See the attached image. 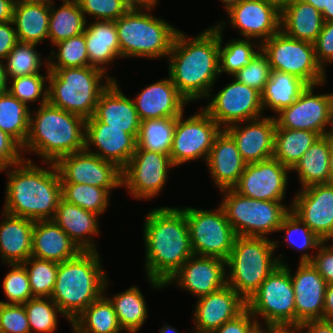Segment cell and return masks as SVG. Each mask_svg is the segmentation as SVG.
Instances as JSON below:
<instances>
[{
    "instance_id": "obj_1",
    "label": "cell",
    "mask_w": 333,
    "mask_h": 333,
    "mask_svg": "<svg viewBox=\"0 0 333 333\" xmlns=\"http://www.w3.org/2000/svg\"><path fill=\"white\" fill-rule=\"evenodd\" d=\"M146 275L153 288H163L183 263L194 255L183 208L161 207L144 222Z\"/></svg>"
},
{
    "instance_id": "obj_2",
    "label": "cell",
    "mask_w": 333,
    "mask_h": 333,
    "mask_svg": "<svg viewBox=\"0 0 333 333\" xmlns=\"http://www.w3.org/2000/svg\"><path fill=\"white\" fill-rule=\"evenodd\" d=\"M168 57V74L178 92L188 102L207 98L220 74L219 28L205 29L193 38L179 30Z\"/></svg>"
},
{
    "instance_id": "obj_3",
    "label": "cell",
    "mask_w": 333,
    "mask_h": 333,
    "mask_svg": "<svg viewBox=\"0 0 333 333\" xmlns=\"http://www.w3.org/2000/svg\"><path fill=\"white\" fill-rule=\"evenodd\" d=\"M47 164L50 170L23 159L14 169H6L4 212L34 221L54 218L62 198L61 177L55 163Z\"/></svg>"
},
{
    "instance_id": "obj_4",
    "label": "cell",
    "mask_w": 333,
    "mask_h": 333,
    "mask_svg": "<svg viewBox=\"0 0 333 333\" xmlns=\"http://www.w3.org/2000/svg\"><path fill=\"white\" fill-rule=\"evenodd\" d=\"M30 113L29 134L22 147L36 153L45 164L84 150L86 120L49 103ZM35 115L34 117H32Z\"/></svg>"
},
{
    "instance_id": "obj_5",
    "label": "cell",
    "mask_w": 333,
    "mask_h": 333,
    "mask_svg": "<svg viewBox=\"0 0 333 333\" xmlns=\"http://www.w3.org/2000/svg\"><path fill=\"white\" fill-rule=\"evenodd\" d=\"M98 251H81L75 258L58 263L51 299L70 323L107 287Z\"/></svg>"
},
{
    "instance_id": "obj_6",
    "label": "cell",
    "mask_w": 333,
    "mask_h": 333,
    "mask_svg": "<svg viewBox=\"0 0 333 333\" xmlns=\"http://www.w3.org/2000/svg\"><path fill=\"white\" fill-rule=\"evenodd\" d=\"M46 69L48 103L85 120L94 115L101 92L116 80L92 66Z\"/></svg>"
},
{
    "instance_id": "obj_7",
    "label": "cell",
    "mask_w": 333,
    "mask_h": 333,
    "mask_svg": "<svg viewBox=\"0 0 333 333\" xmlns=\"http://www.w3.org/2000/svg\"><path fill=\"white\" fill-rule=\"evenodd\" d=\"M153 8L132 6L115 21L121 58L168 57L179 30L165 20L150 15L148 10L152 11Z\"/></svg>"
},
{
    "instance_id": "obj_8",
    "label": "cell",
    "mask_w": 333,
    "mask_h": 333,
    "mask_svg": "<svg viewBox=\"0 0 333 333\" xmlns=\"http://www.w3.org/2000/svg\"><path fill=\"white\" fill-rule=\"evenodd\" d=\"M278 243L267 237L236 236L226 259V267L229 268L226 282L246 302L277 266L284 265L282 258H273Z\"/></svg>"
},
{
    "instance_id": "obj_9",
    "label": "cell",
    "mask_w": 333,
    "mask_h": 333,
    "mask_svg": "<svg viewBox=\"0 0 333 333\" xmlns=\"http://www.w3.org/2000/svg\"><path fill=\"white\" fill-rule=\"evenodd\" d=\"M221 206L237 236L263 237L278 231L291 207L282 201H265L240 195L232 188L220 190Z\"/></svg>"
},
{
    "instance_id": "obj_10",
    "label": "cell",
    "mask_w": 333,
    "mask_h": 333,
    "mask_svg": "<svg viewBox=\"0 0 333 333\" xmlns=\"http://www.w3.org/2000/svg\"><path fill=\"white\" fill-rule=\"evenodd\" d=\"M272 70L294 75L307 85H322L326 71L317 62L314 43L297 40L279 30L261 43Z\"/></svg>"
},
{
    "instance_id": "obj_11",
    "label": "cell",
    "mask_w": 333,
    "mask_h": 333,
    "mask_svg": "<svg viewBox=\"0 0 333 333\" xmlns=\"http://www.w3.org/2000/svg\"><path fill=\"white\" fill-rule=\"evenodd\" d=\"M246 308L267 324H295V293L288 264L277 266L246 302Z\"/></svg>"
},
{
    "instance_id": "obj_12",
    "label": "cell",
    "mask_w": 333,
    "mask_h": 333,
    "mask_svg": "<svg viewBox=\"0 0 333 333\" xmlns=\"http://www.w3.org/2000/svg\"><path fill=\"white\" fill-rule=\"evenodd\" d=\"M194 255L226 260L233 248L236 233L221 205L215 210L185 207Z\"/></svg>"
},
{
    "instance_id": "obj_13",
    "label": "cell",
    "mask_w": 333,
    "mask_h": 333,
    "mask_svg": "<svg viewBox=\"0 0 333 333\" xmlns=\"http://www.w3.org/2000/svg\"><path fill=\"white\" fill-rule=\"evenodd\" d=\"M177 117L170 159L174 166L199 158L207 160L216 136L222 128L203 109L189 118Z\"/></svg>"
},
{
    "instance_id": "obj_14",
    "label": "cell",
    "mask_w": 333,
    "mask_h": 333,
    "mask_svg": "<svg viewBox=\"0 0 333 333\" xmlns=\"http://www.w3.org/2000/svg\"><path fill=\"white\" fill-rule=\"evenodd\" d=\"M316 86L308 85L292 105L277 114L276 128L309 130L320 136L333 133V93L314 95ZM329 125L331 130L326 129Z\"/></svg>"
},
{
    "instance_id": "obj_15",
    "label": "cell",
    "mask_w": 333,
    "mask_h": 333,
    "mask_svg": "<svg viewBox=\"0 0 333 333\" xmlns=\"http://www.w3.org/2000/svg\"><path fill=\"white\" fill-rule=\"evenodd\" d=\"M171 167L170 155L136 149L121 170L122 186L134 198L152 199L163 189Z\"/></svg>"
},
{
    "instance_id": "obj_16",
    "label": "cell",
    "mask_w": 333,
    "mask_h": 333,
    "mask_svg": "<svg viewBox=\"0 0 333 333\" xmlns=\"http://www.w3.org/2000/svg\"><path fill=\"white\" fill-rule=\"evenodd\" d=\"M207 99L210 102L204 110L222 129L237 123L246 124L262 115L261 94L236 79Z\"/></svg>"
},
{
    "instance_id": "obj_17",
    "label": "cell",
    "mask_w": 333,
    "mask_h": 333,
    "mask_svg": "<svg viewBox=\"0 0 333 333\" xmlns=\"http://www.w3.org/2000/svg\"><path fill=\"white\" fill-rule=\"evenodd\" d=\"M61 183H79L104 189L122 186L121 169L85 150L61 157L55 163Z\"/></svg>"
},
{
    "instance_id": "obj_18",
    "label": "cell",
    "mask_w": 333,
    "mask_h": 333,
    "mask_svg": "<svg viewBox=\"0 0 333 333\" xmlns=\"http://www.w3.org/2000/svg\"><path fill=\"white\" fill-rule=\"evenodd\" d=\"M290 169L278 160L247 164L233 190L257 200L283 201Z\"/></svg>"
},
{
    "instance_id": "obj_19",
    "label": "cell",
    "mask_w": 333,
    "mask_h": 333,
    "mask_svg": "<svg viewBox=\"0 0 333 333\" xmlns=\"http://www.w3.org/2000/svg\"><path fill=\"white\" fill-rule=\"evenodd\" d=\"M290 205L323 242L333 239V184L313 185L298 191Z\"/></svg>"
},
{
    "instance_id": "obj_20",
    "label": "cell",
    "mask_w": 333,
    "mask_h": 333,
    "mask_svg": "<svg viewBox=\"0 0 333 333\" xmlns=\"http://www.w3.org/2000/svg\"><path fill=\"white\" fill-rule=\"evenodd\" d=\"M95 146L92 152L89 147ZM137 139L122 131V128L109 127L94 116L85 123L84 150L99 156L102 160L114 163L123 169L136 151Z\"/></svg>"
},
{
    "instance_id": "obj_21",
    "label": "cell",
    "mask_w": 333,
    "mask_h": 333,
    "mask_svg": "<svg viewBox=\"0 0 333 333\" xmlns=\"http://www.w3.org/2000/svg\"><path fill=\"white\" fill-rule=\"evenodd\" d=\"M225 269L226 260L222 258L193 255L167 280L165 286L176 282L180 288L200 298L227 285Z\"/></svg>"
},
{
    "instance_id": "obj_22",
    "label": "cell",
    "mask_w": 333,
    "mask_h": 333,
    "mask_svg": "<svg viewBox=\"0 0 333 333\" xmlns=\"http://www.w3.org/2000/svg\"><path fill=\"white\" fill-rule=\"evenodd\" d=\"M246 309V301L229 285L197 300L195 333H211Z\"/></svg>"
},
{
    "instance_id": "obj_23",
    "label": "cell",
    "mask_w": 333,
    "mask_h": 333,
    "mask_svg": "<svg viewBox=\"0 0 333 333\" xmlns=\"http://www.w3.org/2000/svg\"><path fill=\"white\" fill-rule=\"evenodd\" d=\"M291 274L295 293V324L323 319L326 281L311 262H299Z\"/></svg>"
},
{
    "instance_id": "obj_24",
    "label": "cell",
    "mask_w": 333,
    "mask_h": 333,
    "mask_svg": "<svg viewBox=\"0 0 333 333\" xmlns=\"http://www.w3.org/2000/svg\"><path fill=\"white\" fill-rule=\"evenodd\" d=\"M230 24L247 39H261L260 44L280 30V15L264 0H243L227 10Z\"/></svg>"
},
{
    "instance_id": "obj_25",
    "label": "cell",
    "mask_w": 333,
    "mask_h": 333,
    "mask_svg": "<svg viewBox=\"0 0 333 333\" xmlns=\"http://www.w3.org/2000/svg\"><path fill=\"white\" fill-rule=\"evenodd\" d=\"M248 122L244 127L237 123L224 129L234 139L244 161L250 164L273 158L275 117H260Z\"/></svg>"
},
{
    "instance_id": "obj_26",
    "label": "cell",
    "mask_w": 333,
    "mask_h": 333,
    "mask_svg": "<svg viewBox=\"0 0 333 333\" xmlns=\"http://www.w3.org/2000/svg\"><path fill=\"white\" fill-rule=\"evenodd\" d=\"M134 104L141 121L156 118H177L189 103L177 90L170 77L145 87Z\"/></svg>"
},
{
    "instance_id": "obj_27",
    "label": "cell",
    "mask_w": 333,
    "mask_h": 333,
    "mask_svg": "<svg viewBox=\"0 0 333 333\" xmlns=\"http://www.w3.org/2000/svg\"><path fill=\"white\" fill-rule=\"evenodd\" d=\"M93 116L109 127L122 128L136 139L138 137L141 120L134 101L123 94L117 80H112L101 92Z\"/></svg>"
},
{
    "instance_id": "obj_28",
    "label": "cell",
    "mask_w": 333,
    "mask_h": 333,
    "mask_svg": "<svg viewBox=\"0 0 333 333\" xmlns=\"http://www.w3.org/2000/svg\"><path fill=\"white\" fill-rule=\"evenodd\" d=\"M205 164L219 191L233 188L247 165L234 139L224 129L216 136Z\"/></svg>"
},
{
    "instance_id": "obj_29",
    "label": "cell",
    "mask_w": 333,
    "mask_h": 333,
    "mask_svg": "<svg viewBox=\"0 0 333 333\" xmlns=\"http://www.w3.org/2000/svg\"><path fill=\"white\" fill-rule=\"evenodd\" d=\"M81 250L53 220L34 221L31 256L62 263L75 258Z\"/></svg>"
},
{
    "instance_id": "obj_30",
    "label": "cell",
    "mask_w": 333,
    "mask_h": 333,
    "mask_svg": "<svg viewBox=\"0 0 333 333\" xmlns=\"http://www.w3.org/2000/svg\"><path fill=\"white\" fill-rule=\"evenodd\" d=\"M97 218L96 213L61 198L52 220L68 234L81 251H97L96 244L90 238L99 235Z\"/></svg>"
},
{
    "instance_id": "obj_31",
    "label": "cell",
    "mask_w": 333,
    "mask_h": 333,
    "mask_svg": "<svg viewBox=\"0 0 333 333\" xmlns=\"http://www.w3.org/2000/svg\"><path fill=\"white\" fill-rule=\"evenodd\" d=\"M0 223V253L6 264L24 263L31 257L34 220L3 211Z\"/></svg>"
},
{
    "instance_id": "obj_32",
    "label": "cell",
    "mask_w": 333,
    "mask_h": 333,
    "mask_svg": "<svg viewBox=\"0 0 333 333\" xmlns=\"http://www.w3.org/2000/svg\"><path fill=\"white\" fill-rule=\"evenodd\" d=\"M89 66L106 73L105 65L121 57L115 21H94L84 29Z\"/></svg>"
},
{
    "instance_id": "obj_33",
    "label": "cell",
    "mask_w": 333,
    "mask_h": 333,
    "mask_svg": "<svg viewBox=\"0 0 333 333\" xmlns=\"http://www.w3.org/2000/svg\"><path fill=\"white\" fill-rule=\"evenodd\" d=\"M323 15L311 4L293 0L280 15V30L291 38L314 43L324 25Z\"/></svg>"
},
{
    "instance_id": "obj_34",
    "label": "cell",
    "mask_w": 333,
    "mask_h": 333,
    "mask_svg": "<svg viewBox=\"0 0 333 333\" xmlns=\"http://www.w3.org/2000/svg\"><path fill=\"white\" fill-rule=\"evenodd\" d=\"M50 6L20 2L14 4L12 22L19 42L38 45L48 39Z\"/></svg>"
},
{
    "instance_id": "obj_35",
    "label": "cell",
    "mask_w": 333,
    "mask_h": 333,
    "mask_svg": "<svg viewBox=\"0 0 333 333\" xmlns=\"http://www.w3.org/2000/svg\"><path fill=\"white\" fill-rule=\"evenodd\" d=\"M331 134L320 138L303 154L298 163L290 170L298 174L301 188L329 183V153Z\"/></svg>"
},
{
    "instance_id": "obj_36",
    "label": "cell",
    "mask_w": 333,
    "mask_h": 333,
    "mask_svg": "<svg viewBox=\"0 0 333 333\" xmlns=\"http://www.w3.org/2000/svg\"><path fill=\"white\" fill-rule=\"evenodd\" d=\"M308 85L300 78L272 70L270 79L261 92V104L263 111L269 108L277 114L284 108L292 105Z\"/></svg>"
},
{
    "instance_id": "obj_37",
    "label": "cell",
    "mask_w": 333,
    "mask_h": 333,
    "mask_svg": "<svg viewBox=\"0 0 333 333\" xmlns=\"http://www.w3.org/2000/svg\"><path fill=\"white\" fill-rule=\"evenodd\" d=\"M79 333H121L113 304L102 294L71 322ZM121 331V332H120Z\"/></svg>"
},
{
    "instance_id": "obj_38",
    "label": "cell",
    "mask_w": 333,
    "mask_h": 333,
    "mask_svg": "<svg viewBox=\"0 0 333 333\" xmlns=\"http://www.w3.org/2000/svg\"><path fill=\"white\" fill-rule=\"evenodd\" d=\"M319 138L309 130L276 128L273 158L291 170Z\"/></svg>"
},
{
    "instance_id": "obj_39",
    "label": "cell",
    "mask_w": 333,
    "mask_h": 333,
    "mask_svg": "<svg viewBox=\"0 0 333 333\" xmlns=\"http://www.w3.org/2000/svg\"><path fill=\"white\" fill-rule=\"evenodd\" d=\"M87 20L77 0H64L58 9L50 6L48 39L53 46L60 41L84 32Z\"/></svg>"
},
{
    "instance_id": "obj_40",
    "label": "cell",
    "mask_w": 333,
    "mask_h": 333,
    "mask_svg": "<svg viewBox=\"0 0 333 333\" xmlns=\"http://www.w3.org/2000/svg\"><path fill=\"white\" fill-rule=\"evenodd\" d=\"M31 110L8 91L0 94V129L11 136L21 147L29 134Z\"/></svg>"
},
{
    "instance_id": "obj_41",
    "label": "cell",
    "mask_w": 333,
    "mask_h": 333,
    "mask_svg": "<svg viewBox=\"0 0 333 333\" xmlns=\"http://www.w3.org/2000/svg\"><path fill=\"white\" fill-rule=\"evenodd\" d=\"M113 304L120 327L129 333H137L147 318V306L137 286L109 298Z\"/></svg>"
},
{
    "instance_id": "obj_42",
    "label": "cell",
    "mask_w": 333,
    "mask_h": 333,
    "mask_svg": "<svg viewBox=\"0 0 333 333\" xmlns=\"http://www.w3.org/2000/svg\"><path fill=\"white\" fill-rule=\"evenodd\" d=\"M177 118L146 119L140 122L136 149L170 154Z\"/></svg>"
},
{
    "instance_id": "obj_43",
    "label": "cell",
    "mask_w": 333,
    "mask_h": 333,
    "mask_svg": "<svg viewBox=\"0 0 333 333\" xmlns=\"http://www.w3.org/2000/svg\"><path fill=\"white\" fill-rule=\"evenodd\" d=\"M226 25L224 21L216 24L219 28V73L227 72L231 76L235 75L242 68L247 66L252 59L261 51V44L254 50L253 41L251 39H236L230 40L222 46V32L223 26ZM251 41V42H250ZM223 47V48H222Z\"/></svg>"
},
{
    "instance_id": "obj_44",
    "label": "cell",
    "mask_w": 333,
    "mask_h": 333,
    "mask_svg": "<svg viewBox=\"0 0 333 333\" xmlns=\"http://www.w3.org/2000/svg\"><path fill=\"white\" fill-rule=\"evenodd\" d=\"M87 184L61 183L62 199L100 215L109 206L110 191Z\"/></svg>"
},
{
    "instance_id": "obj_45",
    "label": "cell",
    "mask_w": 333,
    "mask_h": 333,
    "mask_svg": "<svg viewBox=\"0 0 333 333\" xmlns=\"http://www.w3.org/2000/svg\"><path fill=\"white\" fill-rule=\"evenodd\" d=\"M35 46L37 45L23 42H18L14 46L5 59L4 68L7 80L19 76L40 74L39 69L42 67V61Z\"/></svg>"
},
{
    "instance_id": "obj_46",
    "label": "cell",
    "mask_w": 333,
    "mask_h": 333,
    "mask_svg": "<svg viewBox=\"0 0 333 333\" xmlns=\"http://www.w3.org/2000/svg\"><path fill=\"white\" fill-rule=\"evenodd\" d=\"M58 48L57 54L51 50L54 58L48 56L45 64L47 68H71V67H86L89 66V57L86 49V40L84 32L70 37L55 44ZM56 54V55H55ZM52 58V60H51Z\"/></svg>"
},
{
    "instance_id": "obj_47",
    "label": "cell",
    "mask_w": 333,
    "mask_h": 333,
    "mask_svg": "<svg viewBox=\"0 0 333 333\" xmlns=\"http://www.w3.org/2000/svg\"><path fill=\"white\" fill-rule=\"evenodd\" d=\"M24 307L31 333H54L58 326L57 312L62 313L51 298L34 297Z\"/></svg>"
},
{
    "instance_id": "obj_48",
    "label": "cell",
    "mask_w": 333,
    "mask_h": 333,
    "mask_svg": "<svg viewBox=\"0 0 333 333\" xmlns=\"http://www.w3.org/2000/svg\"><path fill=\"white\" fill-rule=\"evenodd\" d=\"M22 264L27 271L33 297L50 298L56 282L58 263L31 256Z\"/></svg>"
},
{
    "instance_id": "obj_49",
    "label": "cell",
    "mask_w": 333,
    "mask_h": 333,
    "mask_svg": "<svg viewBox=\"0 0 333 333\" xmlns=\"http://www.w3.org/2000/svg\"><path fill=\"white\" fill-rule=\"evenodd\" d=\"M284 230L288 242L296 250L317 249L323 242L311 229L291 210L284 217L278 231Z\"/></svg>"
},
{
    "instance_id": "obj_50",
    "label": "cell",
    "mask_w": 333,
    "mask_h": 333,
    "mask_svg": "<svg viewBox=\"0 0 333 333\" xmlns=\"http://www.w3.org/2000/svg\"><path fill=\"white\" fill-rule=\"evenodd\" d=\"M11 81V87L8 86L7 91L24 104L37 102V100L40 101V105L48 103V88H46L48 86H44L48 76L33 74L15 77Z\"/></svg>"
},
{
    "instance_id": "obj_51",
    "label": "cell",
    "mask_w": 333,
    "mask_h": 333,
    "mask_svg": "<svg viewBox=\"0 0 333 333\" xmlns=\"http://www.w3.org/2000/svg\"><path fill=\"white\" fill-rule=\"evenodd\" d=\"M11 270L3 279V291L9 300L1 301L5 304H25L28 300L34 298L30 289L27 271L22 263L8 264Z\"/></svg>"
},
{
    "instance_id": "obj_52",
    "label": "cell",
    "mask_w": 333,
    "mask_h": 333,
    "mask_svg": "<svg viewBox=\"0 0 333 333\" xmlns=\"http://www.w3.org/2000/svg\"><path fill=\"white\" fill-rule=\"evenodd\" d=\"M81 11L86 15L95 16L98 21H116L122 17L132 5L128 0H77Z\"/></svg>"
},
{
    "instance_id": "obj_53",
    "label": "cell",
    "mask_w": 333,
    "mask_h": 333,
    "mask_svg": "<svg viewBox=\"0 0 333 333\" xmlns=\"http://www.w3.org/2000/svg\"><path fill=\"white\" fill-rule=\"evenodd\" d=\"M271 71L267 56L260 51L247 66L238 71L233 77L261 94L270 79Z\"/></svg>"
},
{
    "instance_id": "obj_54",
    "label": "cell",
    "mask_w": 333,
    "mask_h": 333,
    "mask_svg": "<svg viewBox=\"0 0 333 333\" xmlns=\"http://www.w3.org/2000/svg\"><path fill=\"white\" fill-rule=\"evenodd\" d=\"M0 333H31L24 304L0 302Z\"/></svg>"
},
{
    "instance_id": "obj_55",
    "label": "cell",
    "mask_w": 333,
    "mask_h": 333,
    "mask_svg": "<svg viewBox=\"0 0 333 333\" xmlns=\"http://www.w3.org/2000/svg\"><path fill=\"white\" fill-rule=\"evenodd\" d=\"M324 243V244H323ZM327 242H322L317 248L316 255L301 254L299 262H311L323 277L327 284L333 283V246H326Z\"/></svg>"
},
{
    "instance_id": "obj_56",
    "label": "cell",
    "mask_w": 333,
    "mask_h": 333,
    "mask_svg": "<svg viewBox=\"0 0 333 333\" xmlns=\"http://www.w3.org/2000/svg\"><path fill=\"white\" fill-rule=\"evenodd\" d=\"M314 48L317 62L323 69L327 62L333 63V22H324Z\"/></svg>"
},
{
    "instance_id": "obj_57",
    "label": "cell",
    "mask_w": 333,
    "mask_h": 333,
    "mask_svg": "<svg viewBox=\"0 0 333 333\" xmlns=\"http://www.w3.org/2000/svg\"><path fill=\"white\" fill-rule=\"evenodd\" d=\"M22 147L0 129V171L13 167L23 160Z\"/></svg>"
},
{
    "instance_id": "obj_58",
    "label": "cell",
    "mask_w": 333,
    "mask_h": 333,
    "mask_svg": "<svg viewBox=\"0 0 333 333\" xmlns=\"http://www.w3.org/2000/svg\"><path fill=\"white\" fill-rule=\"evenodd\" d=\"M260 322L246 308L235 319L225 322L211 333H257Z\"/></svg>"
},
{
    "instance_id": "obj_59",
    "label": "cell",
    "mask_w": 333,
    "mask_h": 333,
    "mask_svg": "<svg viewBox=\"0 0 333 333\" xmlns=\"http://www.w3.org/2000/svg\"><path fill=\"white\" fill-rule=\"evenodd\" d=\"M11 25V26H10ZM13 22L0 23V61L6 59L7 55L19 42Z\"/></svg>"
},
{
    "instance_id": "obj_60",
    "label": "cell",
    "mask_w": 333,
    "mask_h": 333,
    "mask_svg": "<svg viewBox=\"0 0 333 333\" xmlns=\"http://www.w3.org/2000/svg\"><path fill=\"white\" fill-rule=\"evenodd\" d=\"M305 333H333L332 324L328 320H310L301 324Z\"/></svg>"
},
{
    "instance_id": "obj_61",
    "label": "cell",
    "mask_w": 333,
    "mask_h": 333,
    "mask_svg": "<svg viewBox=\"0 0 333 333\" xmlns=\"http://www.w3.org/2000/svg\"><path fill=\"white\" fill-rule=\"evenodd\" d=\"M266 327V328H265ZM258 326L257 333H300L302 332L301 324H267Z\"/></svg>"
},
{
    "instance_id": "obj_62",
    "label": "cell",
    "mask_w": 333,
    "mask_h": 333,
    "mask_svg": "<svg viewBox=\"0 0 333 333\" xmlns=\"http://www.w3.org/2000/svg\"><path fill=\"white\" fill-rule=\"evenodd\" d=\"M333 318V283L327 284L323 309V320Z\"/></svg>"
},
{
    "instance_id": "obj_63",
    "label": "cell",
    "mask_w": 333,
    "mask_h": 333,
    "mask_svg": "<svg viewBox=\"0 0 333 333\" xmlns=\"http://www.w3.org/2000/svg\"><path fill=\"white\" fill-rule=\"evenodd\" d=\"M14 3L12 0H0V23L12 20Z\"/></svg>"
},
{
    "instance_id": "obj_64",
    "label": "cell",
    "mask_w": 333,
    "mask_h": 333,
    "mask_svg": "<svg viewBox=\"0 0 333 333\" xmlns=\"http://www.w3.org/2000/svg\"><path fill=\"white\" fill-rule=\"evenodd\" d=\"M321 14L325 22H333V0H326V6Z\"/></svg>"
},
{
    "instance_id": "obj_65",
    "label": "cell",
    "mask_w": 333,
    "mask_h": 333,
    "mask_svg": "<svg viewBox=\"0 0 333 333\" xmlns=\"http://www.w3.org/2000/svg\"><path fill=\"white\" fill-rule=\"evenodd\" d=\"M266 3L273 6L280 13L293 1V0H264Z\"/></svg>"
},
{
    "instance_id": "obj_66",
    "label": "cell",
    "mask_w": 333,
    "mask_h": 333,
    "mask_svg": "<svg viewBox=\"0 0 333 333\" xmlns=\"http://www.w3.org/2000/svg\"><path fill=\"white\" fill-rule=\"evenodd\" d=\"M7 82L4 61H0V94L7 91Z\"/></svg>"
},
{
    "instance_id": "obj_67",
    "label": "cell",
    "mask_w": 333,
    "mask_h": 333,
    "mask_svg": "<svg viewBox=\"0 0 333 333\" xmlns=\"http://www.w3.org/2000/svg\"><path fill=\"white\" fill-rule=\"evenodd\" d=\"M329 183L333 184V134H331V147L329 153Z\"/></svg>"
},
{
    "instance_id": "obj_68",
    "label": "cell",
    "mask_w": 333,
    "mask_h": 333,
    "mask_svg": "<svg viewBox=\"0 0 333 333\" xmlns=\"http://www.w3.org/2000/svg\"><path fill=\"white\" fill-rule=\"evenodd\" d=\"M158 0H128L132 6H157Z\"/></svg>"
},
{
    "instance_id": "obj_69",
    "label": "cell",
    "mask_w": 333,
    "mask_h": 333,
    "mask_svg": "<svg viewBox=\"0 0 333 333\" xmlns=\"http://www.w3.org/2000/svg\"><path fill=\"white\" fill-rule=\"evenodd\" d=\"M305 3L313 5L320 13L324 11L326 0H302Z\"/></svg>"
},
{
    "instance_id": "obj_70",
    "label": "cell",
    "mask_w": 333,
    "mask_h": 333,
    "mask_svg": "<svg viewBox=\"0 0 333 333\" xmlns=\"http://www.w3.org/2000/svg\"><path fill=\"white\" fill-rule=\"evenodd\" d=\"M243 0H221L222 3H224V8H226V11L233 5L238 4L239 2H241Z\"/></svg>"
},
{
    "instance_id": "obj_71",
    "label": "cell",
    "mask_w": 333,
    "mask_h": 333,
    "mask_svg": "<svg viewBox=\"0 0 333 333\" xmlns=\"http://www.w3.org/2000/svg\"><path fill=\"white\" fill-rule=\"evenodd\" d=\"M160 333H180V332H178L174 327L166 325L160 329Z\"/></svg>"
},
{
    "instance_id": "obj_72",
    "label": "cell",
    "mask_w": 333,
    "mask_h": 333,
    "mask_svg": "<svg viewBox=\"0 0 333 333\" xmlns=\"http://www.w3.org/2000/svg\"><path fill=\"white\" fill-rule=\"evenodd\" d=\"M64 1V0H62ZM32 3H39V4H46V5H53L52 0H32Z\"/></svg>"
},
{
    "instance_id": "obj_73",
    "label": "cell",
    "mask_w": 333,
    "mask_h": 333,
    "mask_svg": "<svg viewBox=\"0 0 333 333\" xmlns=\"http://www.w3.org/2000/svg\"><path fill=\"white\" fill-rule=\"evenodd\" d=\"M14 4L20 3V2H32V0H12Z\"/></svg>"
},
{
    "instance_id": "obj_74",
    "label": "cell",
    "mask_w": 333,
    "mask_h": 333,
    "mask_svg": "<svg viewBox=\"0 0 333 333\" xmlns=\"http://www.w3.org/2000/svg\"><path fill=\"white\" fill-rule=\"evenodd\" d=\"M328 321L332 324L333 327V318L329 319Z\"/></svg>"
},
{
    "instance_id": "obj_75",
    "label": "cell",
    "mask_w": 333,
    "mask_h": 333,
    "mask_svg": "<svg viewBox=\"0 0 333 333\" xmlns=\"http://www.w3.org/2000/svg\"><path fill=\"white\" fill-rule=\"evenodd\" d=\"M73 332H74V333H79V332H78L76 329H74V328H73Z\"/></svg>"
}]
</instances>
